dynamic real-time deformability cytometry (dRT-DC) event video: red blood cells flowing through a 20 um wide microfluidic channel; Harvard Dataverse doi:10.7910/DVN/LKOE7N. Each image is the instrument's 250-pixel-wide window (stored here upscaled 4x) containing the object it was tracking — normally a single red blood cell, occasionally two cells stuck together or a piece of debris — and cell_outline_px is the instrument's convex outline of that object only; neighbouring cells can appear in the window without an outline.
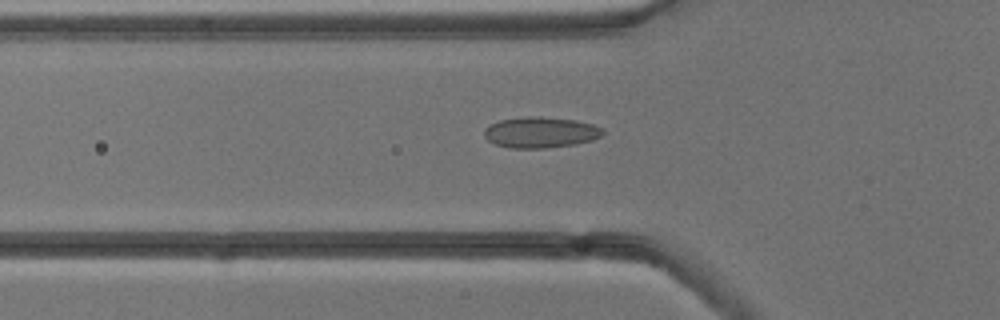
{"species": "common noctule bat (a hibernating species)", "species_latin": "Nyctalus noctula", "temperature_condition": "cold", "stored_images_in_passage": 41, "camera_frame_rate_fps": 3000, "um_per_image_px": 0.085, "animal": {"sex": "male", "body_mass_g": 13.3}, "frame": {"image": 1, "passage_image": 8, "time_ms": 2.333, "image_size_px": [1000, 320], "cell_outline_px": [[604, 132], [600, 136], [592, 140], [576, 144], [548, 148], [508, 148], [496, 144], [488, 140], [484, 136], [484, 128], [500, 120], [528, 116], [540, 116], [576, 120], [592, 124], [604, 128]], "centroid_in_image_um": [45.96, 11.25], "position_along_channel_um": 79.8, "area_um2": 21.44}}
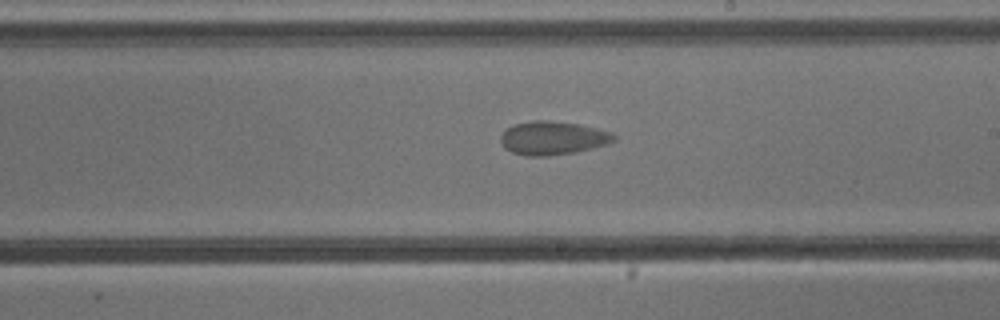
{"frame": {"image": 2, "passage_image": 21, "time_ms": 6.667, "image_size_px": [1000, 320], "cell_outline_px": [[616, 140], [592, 148], [576, 152], [548, 156], [528, 156], [512, 152], [504, 148], [500, 140], [500, 136], [508, 128], [516, 124], [536, 120], [544, 120], [576, 124], [612, 132], [616, 136]], "centroid_in_image_um": [46.97, 11.75], "position_along_channel_um": 242.0, "area_um2": 21.79}}
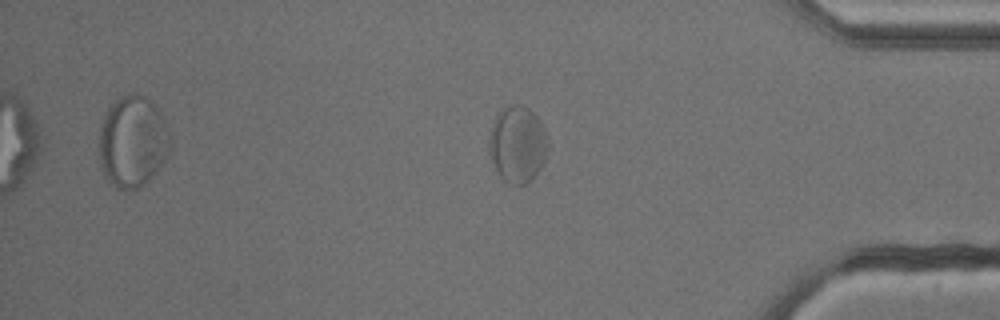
{"frame": {"image": 3, "passage_image": 35, "time_ms": 11.333, "image_size_px": [1000, 320], "cell_outline_px": [[548, 148], [544, 160], [540, 168], [524, 184], [508, 184], [500, 176], [492, 160], [488, 144], [488, 140], [492, 124], [496, 116], [508, 104], [520, 104], [528, 108], [540, 120], [544, 128], [548, 140]], "centroid_in_image_um": [43.98, 12.23], "position_along_channel_um": 391.2, "area_um2": 26.01}, "authors_computed_cell_mechanics": {"area_um2": 21.5016, "velocity_mm_per_s": 3.7308, "shape_relaxation_time_tau1_ms": 6.73, "shape_relaxation_time_tau2_ms": 1.0301, "deformation_change_tau1": 0.0845, "deformation_change_tau2": 0.0478}}